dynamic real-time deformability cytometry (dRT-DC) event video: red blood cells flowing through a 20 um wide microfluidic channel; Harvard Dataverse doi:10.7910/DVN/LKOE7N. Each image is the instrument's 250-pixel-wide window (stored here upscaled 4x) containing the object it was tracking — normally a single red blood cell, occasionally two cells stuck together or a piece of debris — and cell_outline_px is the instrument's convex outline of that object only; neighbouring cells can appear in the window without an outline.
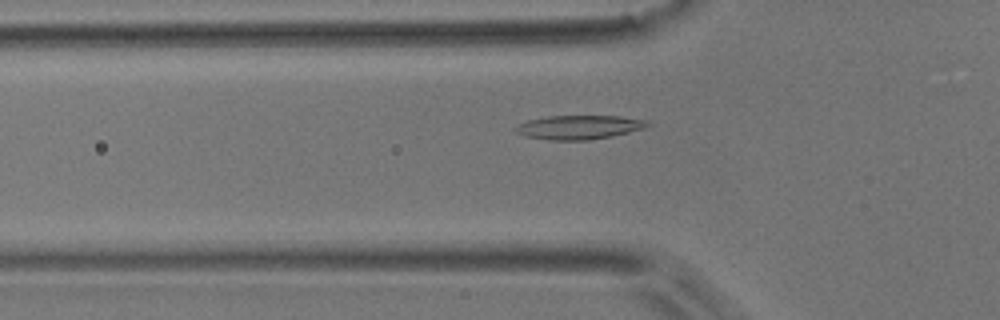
{"species": "common noctule bat (a hibernating species)", "species_latin": "Nyctalus noctula", "temperature_condition": "room temperature", "stored_images_in_passage": 38, "camera_frame_rate_fps": 3000, "um_per_image_px": 0.085, "animal": {"sex": "male", "body_mass_g": 17.9}, "frame": {"image": 1, "passage_image": 5, "time_ms": 1.333, "image_size_px": [1000, 320], "cell_outline_px": [[652, 124], [644, 128], [612, 136], [588, 140], [548, 140], [524, 136], [516, 132], [512, 128], [528, 120], [548, 116], [620, 116], [648, 120]], "centroid_in_image_um": [49.22, 10.81], "position_along_channel_um": 76.6, "area_um2": 18.5}}
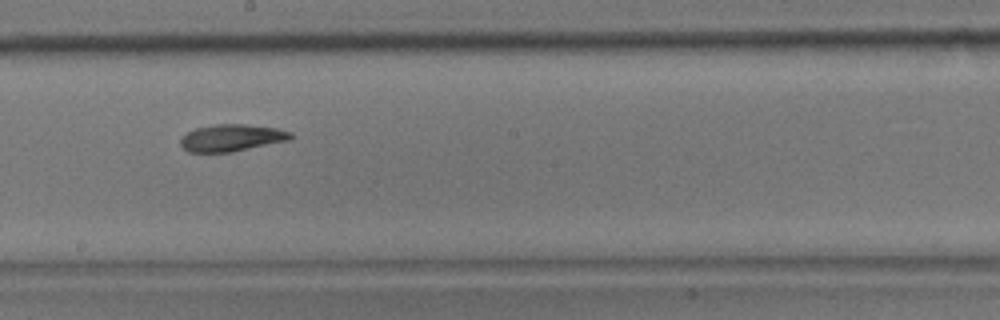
{"frame": {"image": 2, "passage_image": 17, "time_ms": 5.333, "image_size_px": [1000, 320], "cell_outline_px": [[292, 136], [288, 140], [232, 152], [188, 152], [180, 144], [180, 140], [188, 132], [196, 128], [216, 124], [244, 124], [276, 128], [292, 132]], "centroid_in_image_um": [19.68, 11.71], "position_along_channel_um": 228.5, "area_um2": 17.11}}
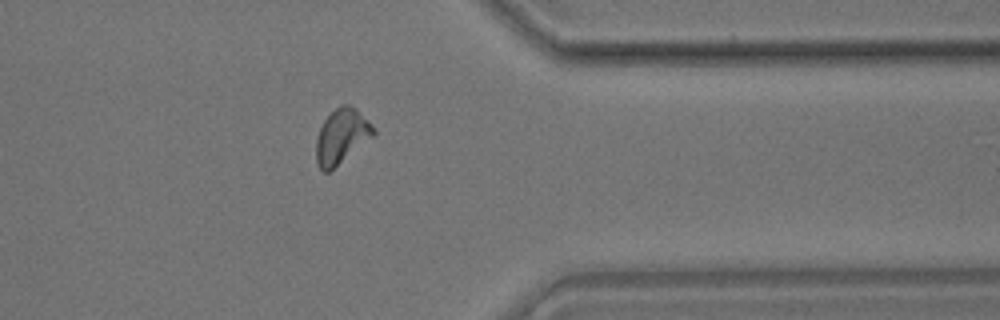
{"frame": {"image": 3, "passage_image": 30, "time_ms": 9.667, "image_size_px": [1000, 320], "cell_outline_px": [[376, 132], [372, 136], [328, 172], [324, 172], [316, 164], [316, 140], [320, 128], [324, 120], [340, 104], [348, 104], [356, 108], [376, 128]], "centroid_in_image_um": [29.02, 11.55], "position_along_channel_um": 382.4, "area_um2": 17.92}}